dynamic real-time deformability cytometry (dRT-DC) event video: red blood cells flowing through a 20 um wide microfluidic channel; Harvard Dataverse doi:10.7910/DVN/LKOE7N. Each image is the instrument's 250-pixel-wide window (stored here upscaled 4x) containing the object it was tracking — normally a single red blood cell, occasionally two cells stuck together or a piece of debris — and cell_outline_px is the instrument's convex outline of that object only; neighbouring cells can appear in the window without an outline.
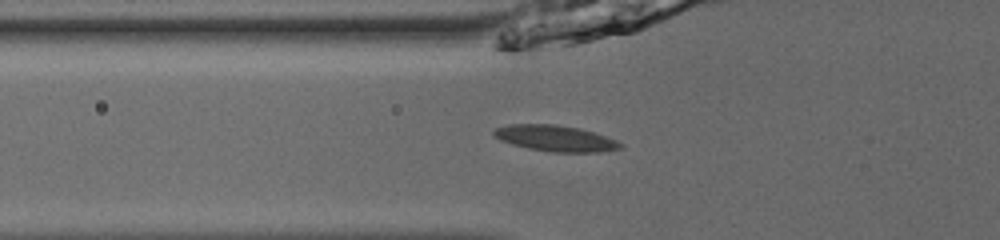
{"species": "common noctule bat (a hibernating species)", "species_latin": "Nyctalus noctula", "temperature_condition": "room temperature", "stored_images_in_passage": 35, "camera_frame_rate_fps": 3000, "um_per_image_px": 0.085, "animal": {"sex": "male", "body_mass_g": 13.0, "forearm_length_mm": 53.1}, "frame": {"image": 1, "passage_image": 2, "time_ms": 0.333, "image_size_px": [1000, 240], "cell_outline_px": [[624, 148], [600, 152], [552, 152], [528, 148], [512, 144], [500, 140], [492, 132], [496, 128], [508, 124], [556, 124], [580, 128], [616, 140], [624, 144]], "centroid_in_image_um": [47.23, 11.76], "position_along_channel_um": 78.6, "area_um2": 19.19}}
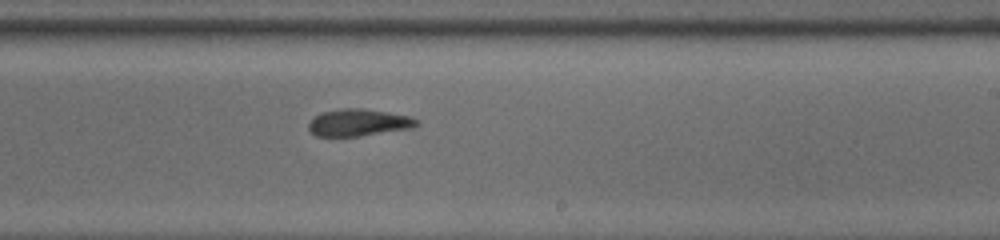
{"frame": {"image": 2, "passage_image": 16, "time_ms": 5.0, "image_size_px": [1000, 240], "cell_outline_px": [[420, 124], [412, 128], [360, 136], [316, 136], [308, 128], [308, 124], [316, 116], [324, 112], [340, 108], [364, 108], [412, 116], [420, 120]], "centroid_in_image_um": [30.55, 10.41], "position_along_channel_um": 258.5, "area_um2": 17.11}}
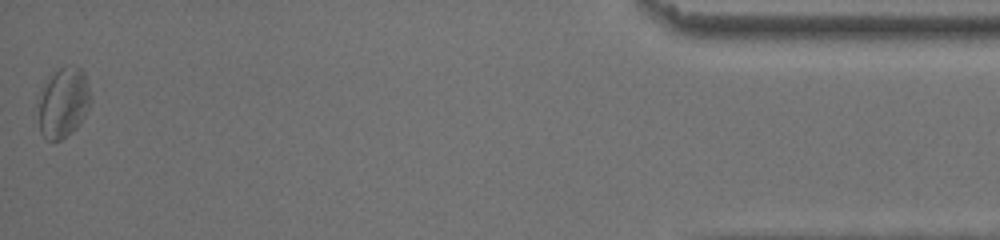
{"frame": {"image": 3, "passage_image": 35, "time_ms": 11.333, "image_size_px": [1000, 240], "cell_outline_px": [[92, 100], [84, 116], [76, 128], [60, 140], [48, 140], [40, 132], [36, 100], [48, 76], [60, 68], [80, 68], [84, 72], [92, 96]], "centroid_in_image_um": [5.35, 8.73], "position_along_channel_um": 429.9, "area_um2": 21.56}, "authors_computed_cell_mechanics": {"area_um2": 18.0336, "velocity_mm_per_s": 3.8381, "shape_relaxation_time_tau1_ms": null, "shape_relaxation_time_tau2_ms": 11.314, "deformation_change_tau1": null, "deformation_change_tau2": 0.1459}}